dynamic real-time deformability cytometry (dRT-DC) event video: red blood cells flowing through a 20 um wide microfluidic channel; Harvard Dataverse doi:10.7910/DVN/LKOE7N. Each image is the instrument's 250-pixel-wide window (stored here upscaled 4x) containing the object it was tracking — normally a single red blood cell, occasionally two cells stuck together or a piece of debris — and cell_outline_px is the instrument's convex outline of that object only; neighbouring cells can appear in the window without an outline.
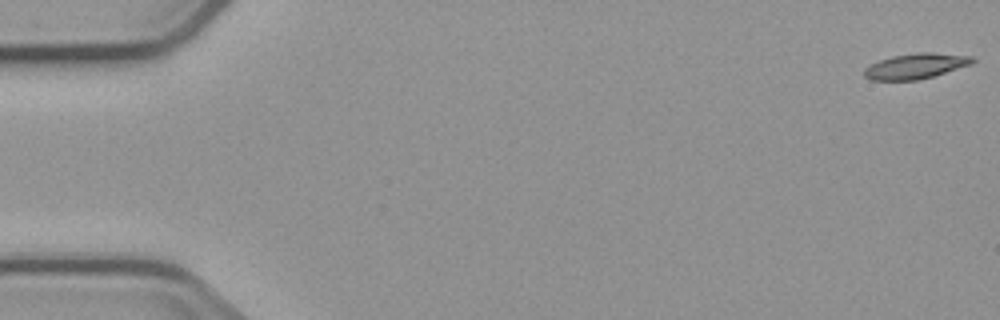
{"species": "common noctule bat (a hibernating species)", "species_latin": "Nyctalus noctula", "temperature_condition": "cold", "stored_images_in_passage": 7, "camera_frame_rate_fps": 3000, "um_per_image_px": 0.085, "animal": {"sex": "male", "body_mass_g": 23.1, "forearm_length_mm": 52.7}, "frame": {"image": 1, "passage_image": 1, "time_ms": 0.0, "image_size_px": [1000, 320], "cell_outline_px": [[976, 60], [972, 64], [932, 76], [916, 80], [872, 80], [864, 76], [864, 68], [880, 60], [892, 56], [916, 52], [932, 52], [972, 56]], "centroid_in_image_um": [77.84, 5.6], "position_along_channel_um": 7.2, "area_um2": 15.9}}
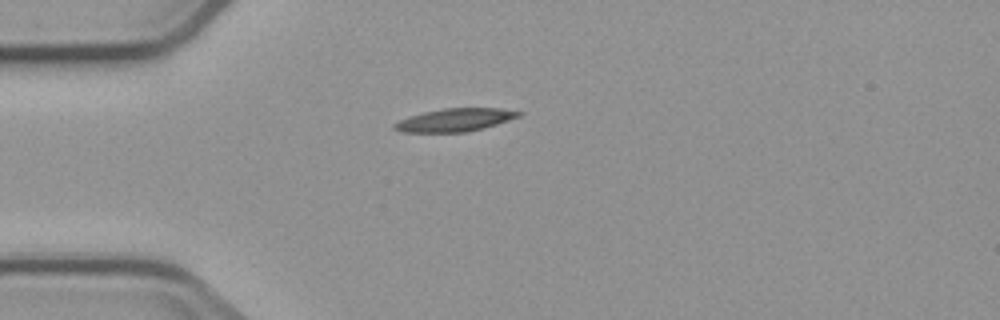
{"frame": {"image": 2, "passage_image": 5, "time_ms": 4.667, "image_size_px": [1000, 320], "cell_outline_px": [[524, 112], [520, 116], [484, 128], [468, 132], [400, 132], [392, 128], [392, 124], [408, 116], [424, 112], [444, 108], [500, 108]], "centroid_in_image_um": [38.65, 10.2], "position_along_channel_um": 46.4, "area_um2": 16.7}}
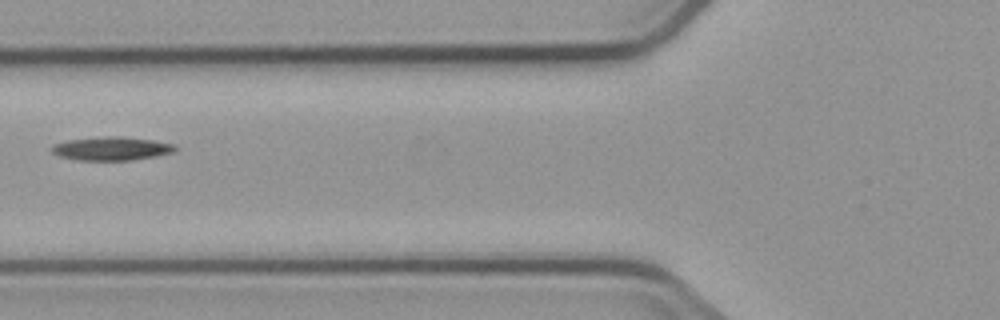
{"frame": {"image": 3, "passage_image": 7, "time_ms": 7.0, "image_size_px": [1000, 320], "cell_outline_px": [[176, 152], [156, 156], [132, 160], [80, 160], [60, 156], [52, 152], [52, 144], [68, 140], [108, 136], [120, 136], [152, 140], [176, 144]], "centroid_in_image_um": [9.52, 12.63], "position_along_channel_um": 116.3, "area_um2": 16.88}}